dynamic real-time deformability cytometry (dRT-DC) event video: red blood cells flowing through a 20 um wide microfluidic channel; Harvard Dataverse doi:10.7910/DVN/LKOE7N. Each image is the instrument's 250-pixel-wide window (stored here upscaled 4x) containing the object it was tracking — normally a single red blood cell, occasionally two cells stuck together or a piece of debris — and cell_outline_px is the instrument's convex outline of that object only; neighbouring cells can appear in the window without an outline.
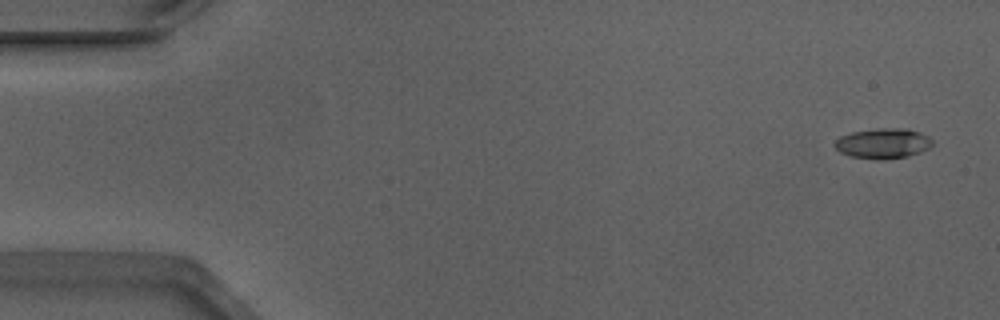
{"species": "Egyptian fruit bat (a non-hibernating species)", "species_latin": "Rousettus aegyptiacus", "temperature_condition": "warm", "stored_images_in_passage": 52, "camera_frame_rate_fps": 3000, "um_per_image_px": 0.085, "animal": {"sex": "male"}, "frame": {"image": 1, "passage_image": 1, "time_ms": 0.0, "image_size_px": [1000, 320], "cell_outline_px": [[932, 144], [928, 148], [920, 152], [908, 156], [848, 156], [840, 152], [832, 144], [840, 136], [852, 132], [880, 128], [908, 128], [920, 132], [928, 136], [932, 140]], "centroid_in_image_um": [75.06, 12.12], "position_along_channel_um": 9.9, "area_um2": 16.42}}
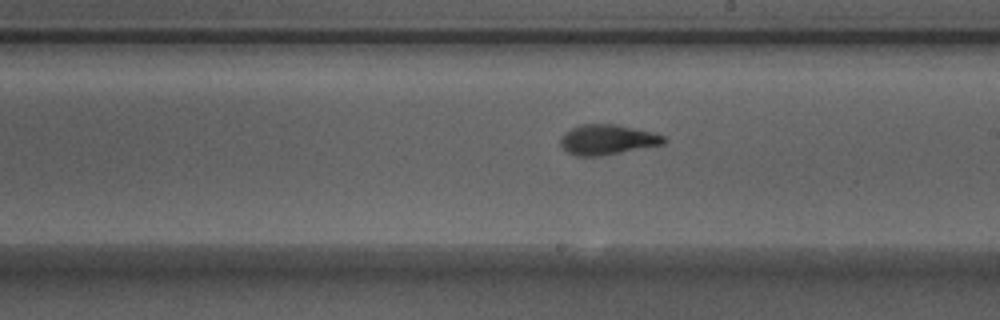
{"frame": {"image": 2, "passage_image": 29, "time_ms": 9.333, "image_size_px": [1000, 320], "cell_outline_px": [[668, 140], [664, 144], [600, 156], [576, 156], [568, 152], [560, 144], [560, 140], [564, 132], [580, 124], [616, 124], [652, 132], [664, 136]], "centroid_in_image_um": [51.63, 11.86], "position_along_channel_um": 237.4, "area_um2": 18.09}}
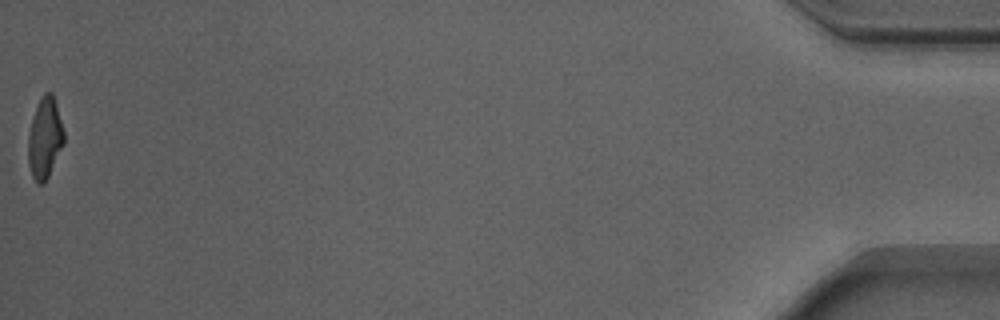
{"frame": {"image": 3, "passage_image": 52, "time_ms": 17.0, "image_size_px": [1000, 320], "cell_outline_px": [[64, 144], [44, 184], [36, 184], [32, 176], [28, 164], [28, 132], [40, 96], [44, 92], [52, 92], [56, 104], [64, 132]], "centroid_in_image_um": [3.8, 11.75], "position_along_channel_um": 431.4, "area_um2": 16.88}, "authors_computed_cell_mechanics": {"area_um2": 17.4556, "velocity_mm_per_s": 3.8906, "shape_relaxation_time_tau1_ms": 4.0804, "shape_relaxation_time_tau2_ms": 2.8695, "deformation_change_tau1": 0.1785, "deformation_change_tau2": 0.1073}}